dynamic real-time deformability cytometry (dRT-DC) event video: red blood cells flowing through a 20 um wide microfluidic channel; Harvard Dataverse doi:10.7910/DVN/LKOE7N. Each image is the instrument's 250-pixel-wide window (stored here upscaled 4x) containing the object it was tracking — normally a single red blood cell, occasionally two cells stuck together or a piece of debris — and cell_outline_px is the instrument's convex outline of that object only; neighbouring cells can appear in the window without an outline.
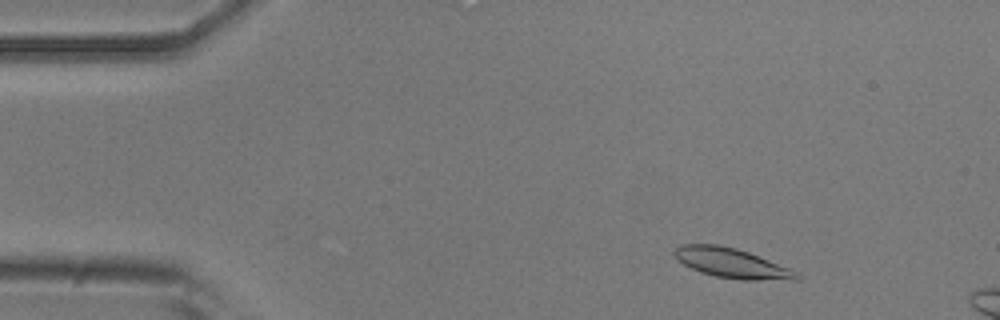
{"species": "common noctule bat (a hibernating species)", "species_latin": "Nyctalus noctula", "temperature_condition": "room temperature", "stored_images_in_passage": 8, "camera_frame_rate_fps": 3000, "um_per_image_px": 0.085, "animal": {"sex": "male", "body_mass_g": 20.5, "forearm_length_mm": 52.5}, "frame": {"image": 1, "passage_image": 5, "time_ms": 1.333, "image_size_px": [1000, 320], "cell_outline_px": [[800, 280], [744, 280], [716, 276], [700, 272], [684, 264], [672, 252], [680, 244], [716, 244], [736, 248], [748, 252], [792, 268], [800, 272]], "centroid_in_image_um": [62.28, 22.37], "position_along_channel_um": 22.7, "area_um2": 21.27}}